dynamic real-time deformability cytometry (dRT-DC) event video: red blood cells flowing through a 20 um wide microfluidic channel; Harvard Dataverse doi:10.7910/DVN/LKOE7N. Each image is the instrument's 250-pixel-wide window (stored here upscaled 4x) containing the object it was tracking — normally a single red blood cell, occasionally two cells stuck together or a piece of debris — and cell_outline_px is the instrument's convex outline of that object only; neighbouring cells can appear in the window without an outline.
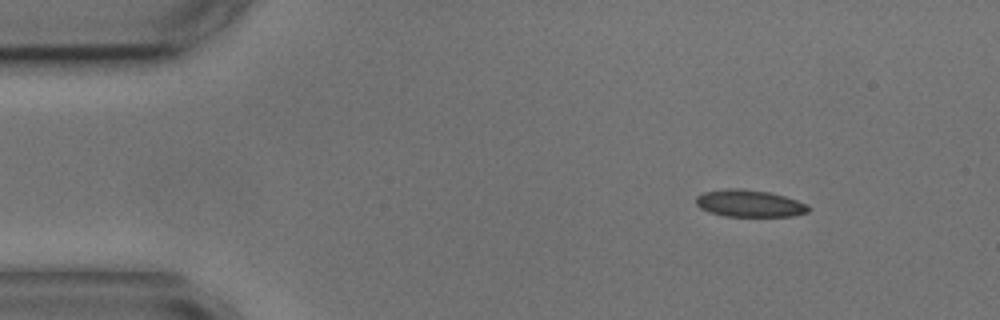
{"species": "common noctule bat (a hibernating species)", "species_latin": "Nyctalus noctula", "temperature_condition": "cold", "stored_images_in_passage": 2, "camera_frame_rate_fps": 3000, "um_per_image_px": 0.085, "animal": {"sex": "male", "body_mass_g": 17.9, "forearm_length_mm": 54.2}, "frame": {"image": 1, "passage_image": 1, "time_ms": 0.0, "image_size_px": [1000, 320], "cell_outline_px": [[812, 208], [808, 212], [792, 216], [724, 216], [708, 212], [700, 208], [696, 204], [696, 196], [704, 192], [724, 188], [740, 188], [768, 192], [784, 196], [808, 204]], "centroid_in_image_um": [63.69, 17.29], "position_along_channel_um": 21.3, "area_um2": 17.86}}